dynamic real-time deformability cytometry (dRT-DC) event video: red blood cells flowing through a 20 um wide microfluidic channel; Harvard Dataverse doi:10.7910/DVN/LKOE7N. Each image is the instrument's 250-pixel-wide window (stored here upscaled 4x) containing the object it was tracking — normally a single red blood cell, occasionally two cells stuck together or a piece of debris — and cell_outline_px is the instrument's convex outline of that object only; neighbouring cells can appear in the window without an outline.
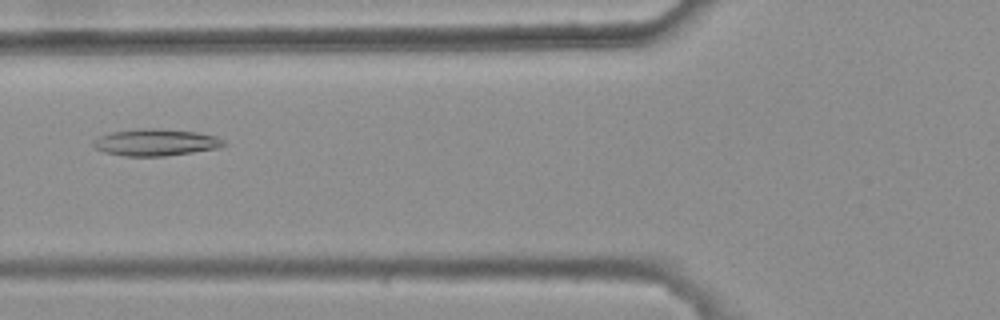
{"species": "common noctule bat (a hibernating species)", "species_latin": "Nyctalus noctula", "temperature_condition": "warm", "stored_images_in_passage": 6, "camera_frame_rate_fps": 3000, "um_per_image_px": 0.085, "animal": {"sex": "female", "body_mass_g": 25.1}, "frame": {"image": 1, "passage_image": 6, "time_ms": 1.667, "image_size_px": [1000, 320], "cell_outline_px": [[228, 144], [216, 148], [192, 152], [164, 156], [124, 156], [104, 152], [96, 148], [92, 144], [92, 140], [100, 136], [112, 132], [140, 128], [160, 128], [196, 132], [216, 136], [224, 140]], "centroid_in_image_um": [13.23, 12.09], "position_along_channel_um": 112.6, "area_um2": 20.4}}